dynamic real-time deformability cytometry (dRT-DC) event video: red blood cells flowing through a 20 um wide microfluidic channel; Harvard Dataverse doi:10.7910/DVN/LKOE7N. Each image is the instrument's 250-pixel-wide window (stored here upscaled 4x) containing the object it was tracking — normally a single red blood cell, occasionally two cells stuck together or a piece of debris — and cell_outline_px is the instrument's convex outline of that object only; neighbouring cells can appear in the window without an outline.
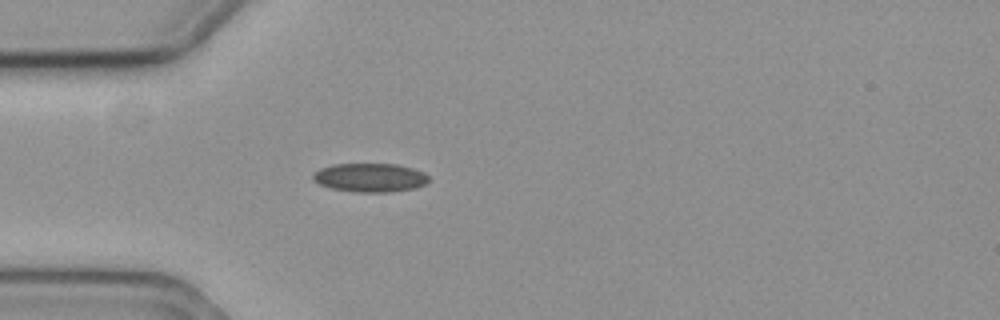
{"species": "common noctule bat (a hibernating species)", "species_latin": "Nyctalus noctula", "temperature_condition": "cold", "stored_images_in_passage": 42, "camera_frame_rate_fps": 3000, "um_per_image_px": 0.085, "animal": {"sex": "female", "body_mass_g": 19.3, "forearm_length_mm": 54.1}, "frame": {"image": 1, "passage_image": 1, "time_ms": 0.0, "image_size_px": [1000, 320], "cell_outline_px": [[428, 184], [416, 188], [392, 192], [356, 192], [332, 188], [320, 184], [312, 180], [312, 176], [320, 168], [332, 164], [396, 164], [412, 168], [424, 172], [428, 176]], "centroid_in_image_um": [31.48, 15.1], "position_along_channel_um": 53.5, "area_um2": 19.48}}
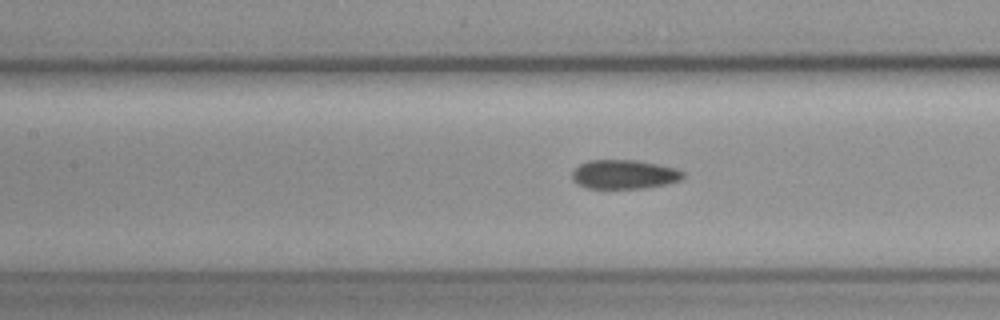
{"frame": {"image": 2, "passage_image": 10, "time_ms": 3.0, "image_size_px": [1000, 320], "cell_outline_px": [[684, 176], [680, 180], [668, 184], [644, 188], [588, 188], [576, 184], [572, 180], [572, 172], [580, 164], [588, 160], [636, 160], [676, 168], [684, 172]], "centroid_in_image_um": [53.05, 14.82], "position_along_channel_um": 154.4, "area_um2": 18.84}}
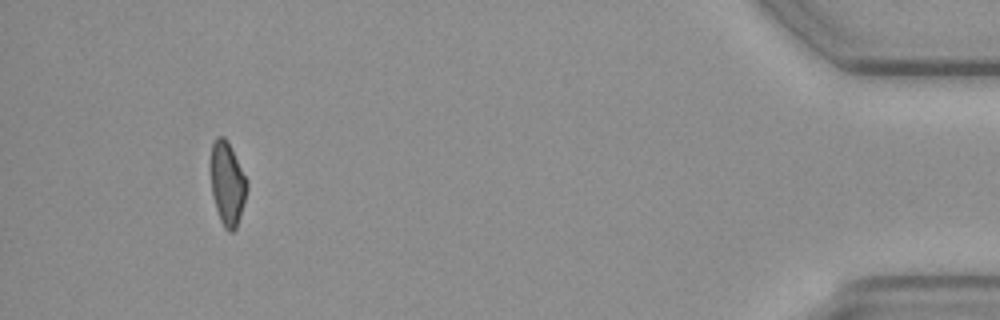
{"frame": {"image": 3, "passage_image": 38, "time_ms": 12.333, "image_size_px": [1000, 320], "cell_outline_px": [[248, 188], [240, 216], [236, 228], [232, 232], [228, 232], [224, 228], [220, 220], [212, 196], [212, 144], [216, 136], [224, 136], [228, 140], [248, 180]], "centroid_in_image_um": [19.35, 15.6], "position_along_channel_um": 415.8, "area_um2": 17.57}, "authors_computed_cell_mechanics": {"area_um2": 18.9006, "velocity_mm_per_s": 3.6084, "shape_relaxation_time_tau1_ms": null, "shape_relaxation_time_tau2_ms": 7.856, "deformation_change_tau1": null, "deformation_change_tau2": 0.128}}